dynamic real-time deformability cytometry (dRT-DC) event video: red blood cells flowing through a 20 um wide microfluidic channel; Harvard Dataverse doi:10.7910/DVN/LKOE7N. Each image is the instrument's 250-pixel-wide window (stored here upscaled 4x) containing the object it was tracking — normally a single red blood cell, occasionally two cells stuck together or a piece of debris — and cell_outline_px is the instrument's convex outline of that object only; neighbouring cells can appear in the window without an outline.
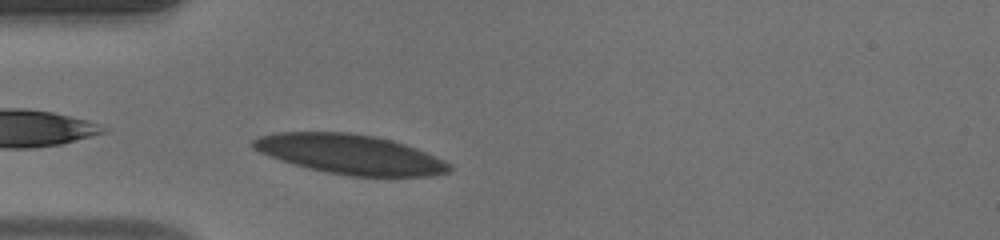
{"species": "human", "species_latin": "Homo sapiens", "temperature_condition": "warm", "stored_images_in_passage": 37, "camera_frame_rate_fps": 3000, "um_per_image_px": 0.085, "donor": {"sex": "male"}, "frame": {"image": 1, "passage_image": 2, "time_ms": 0.333, "image_size_px": [1000, 240], "cell_outline_px": [[452, 168], [448, 172], [428, 176], [348, 176], [324, 172], [308, 168], [260, 152], [252, 144], [252, 140], [260, 136], [280, 132], [348, 132], [372, 136], [392, 140], [404, 144], [444, 160]], "centroid_in_image_um": [29.77, 13.11], "position_along_channel_um": 55.2, "area_um2": 44.56}}
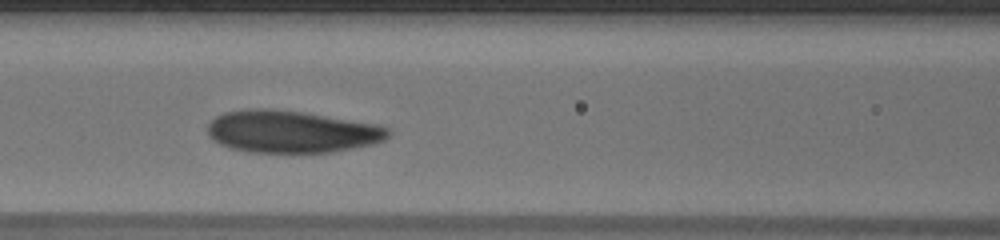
{"frame": {"image": 2, "passage_image": 9, "time_ms": 2.667, "image_size_px": [1000, 240], "cell_outline_px": [[388, 136], [384, 140], [372, 144], [332, 152], [252, 152], [232, 148], [220, 144], [208, 136], [208, 124], [216, 116], [224, 112], [244, 108], [272, 108], [304, 112], [376, 124], [388, 128]], "centroid_in_image_um": [24.73, 11.17], "position_along_channel_um": 141.9, "area_um2": 44.39}}
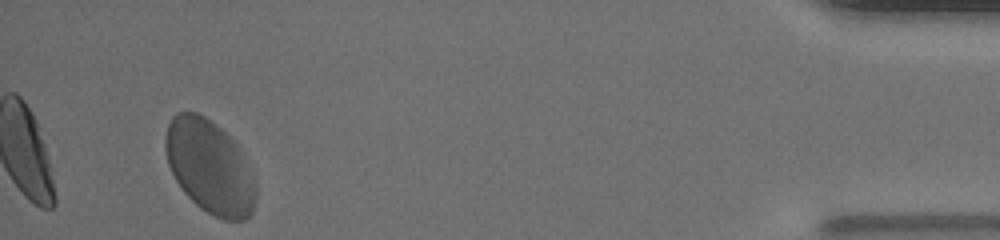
{"frame": {"image": 3, "passage_image": 35, "time_ms": 11.333, "image_size_px": [1000, 240], "cell_outline_px": [[256, 200], [252, 212], [244, 220], [224, 220], [200, 208], [184, 192], [176, 180], [168, 164], [164, 148], [164, 140], [168, 124], [172, 116], [176, 112], [196, 112], [204, 116], [216, 124], [236, 144], [240, 152], [256, 188]], "centroid_in_image_um": [17.78, 14.17], "position_along_channel_um": 417.4, "area_um2": 48.61}, "authors_computed_cell_mechanics": {"area_um2": 45.1996, "velocity_mm_per_s": 4.0068, "shape_relaxation_time_tau1_ms": 3.1381, "shape_relaxation_time_tau2_ms": 1.1712, "deformation_change_tau1": 0.105, "deformation_change_tau2": 0.0744}}